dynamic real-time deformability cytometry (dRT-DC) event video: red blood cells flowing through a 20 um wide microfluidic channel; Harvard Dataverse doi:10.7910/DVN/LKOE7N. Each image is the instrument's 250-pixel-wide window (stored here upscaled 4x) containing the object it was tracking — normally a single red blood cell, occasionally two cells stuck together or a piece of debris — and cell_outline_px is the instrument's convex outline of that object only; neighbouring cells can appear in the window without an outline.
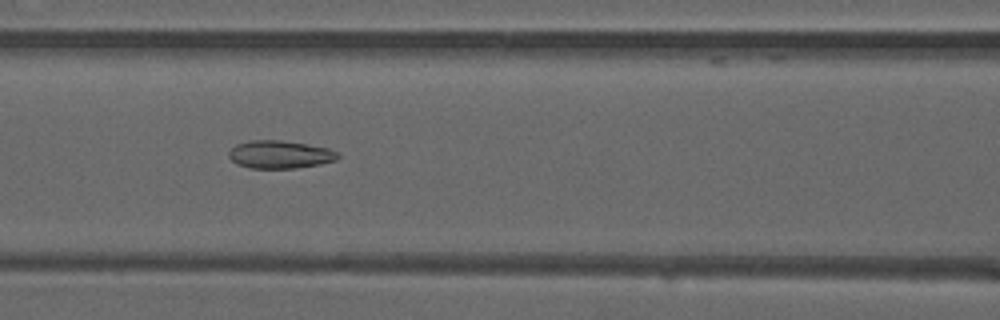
{"species": "common noctule bat (a hibernating species)", "species_latin": "Nyctalus noctula", "temperature_condition": "warm", "stored_images_in_passage": 48, "camera_frame_rate_fps": 3000, "um_per_image_px": 0.085, "animal": {"sex": "male", "forearm_length_mm": 52.5}, "frame": {"image": 1, "passage_image": 20, "time_ms": 6.333, "image_size_px": [1000, 320], "cell_outline_px": [[340, 156], [336, 160], [320, 164], [296, 168], [252, 168], [236, 164], [228, 156], [228, 152], [236, 144], [248, 140], [280, 140], [308, 144], [328, 148], [340, 152]], "centroid_in_image_um": [23.81, 13.12], "position_along_channel_um": 142.8, "area_um2": 17.86}}
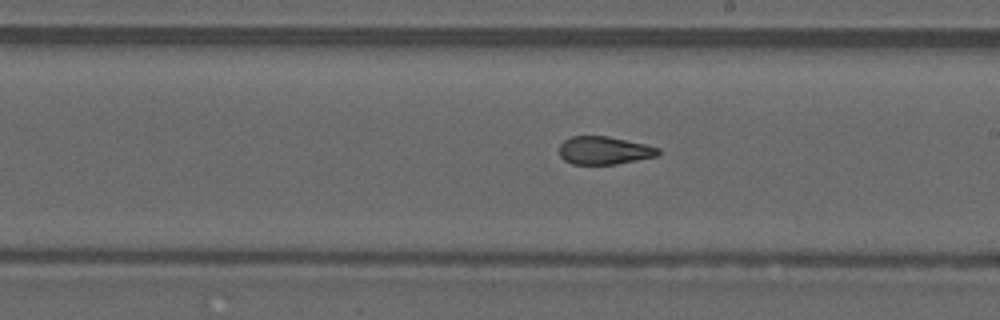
{"frame": {"image": 2, "passage_image": 27, "time_ms": 8.667, "image_size_px": [1000, 320], "cell_outline_px": [[660, 152], [656, 156], [616, 164], [572, 164], [564, 160], [560, 156], [560, 144], [564, 140], [572, 136], [608, 136], [644, 144], [660, 148]], "centroid_in_image_um": [51.34, 12.78], "position_along_channel_um": 237.7, "area_um2": 16.01}}
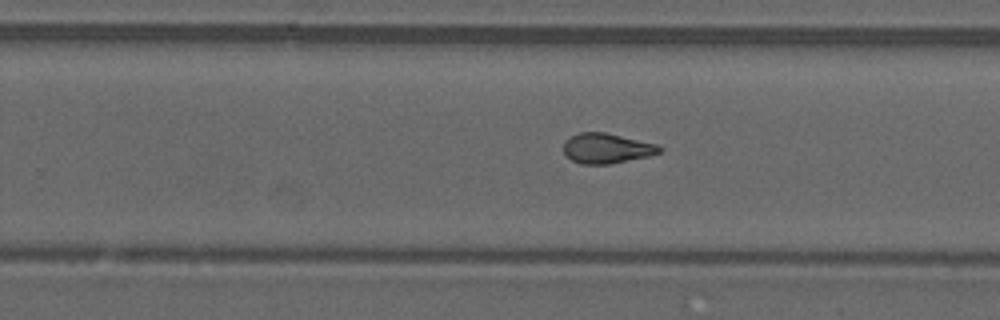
{"frame": {"image": 3, "passage_image": 30, "time_ms": 9.667, "image_size_px": [1000, 320], "cell_outline_px": [[664, 148], [660, 152], [648, 156], [608, 164], [580, 164], [572, 160], [564, 152], [564, 140], [580, 132], [604, 132], [656, 144]], "centroid_in_image_um": [51.55, 12.6], "position_along_channel_um": 278.2, "area_um2": 16.59}, "authors_computed_cell_mechanics": {"area_um2": 17.7157, "velocity_mm_per_s": 4.07, "shape_relaxation_time_tau1_ms": null, "shape_relaxation_time_tau2_ms": 1.8736, "deformation_change_tau1": null, "deformation_change_tau2": 0.1019}}